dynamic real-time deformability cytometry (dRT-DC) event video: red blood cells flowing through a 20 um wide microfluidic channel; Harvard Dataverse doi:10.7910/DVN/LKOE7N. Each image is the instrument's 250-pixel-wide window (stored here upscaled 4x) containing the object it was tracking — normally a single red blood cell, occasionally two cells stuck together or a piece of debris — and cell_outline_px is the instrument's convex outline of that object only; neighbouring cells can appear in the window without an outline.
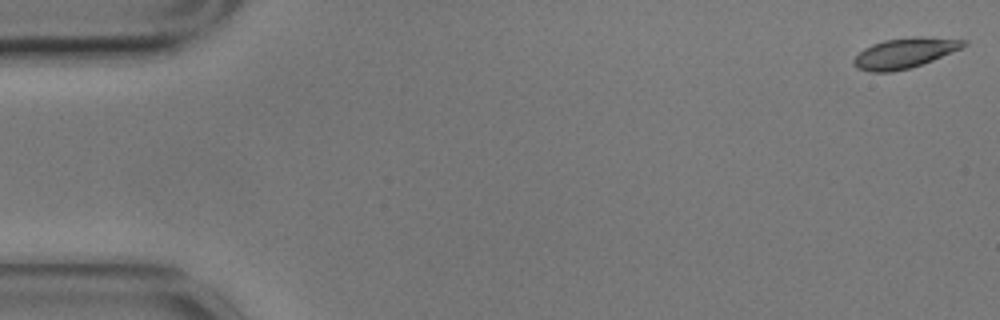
{"species": "common noctule bat (a hibernating species)", "species_latin": "Nyctalus noctula", "temperature_condition": "cold", "stored_images_in_passage": 57, "camera_frame_rate_fps": 3000, "um_per_image_px": 0.085, "animal": {"sex": "male", "body_mass_g": 17.9}, "frame": {"image": 1, "passage_image": 1, "time_ms": 0.0, "image_size_px": [1000, 320], "cell_outline_px": [[968, 44], [960, 48], [932, 60], [908, 68], [892, 72], [868, 72], [856, 68], [852, 64], [852, 60], [864, 48], [872, 44], [884, 40], [912, 36], [920, 36], [968, 40]], "centroid_in_image_um": [76.85, 4.5], "position_along_channel_um": 8.1, "area_um2": 19.31}}
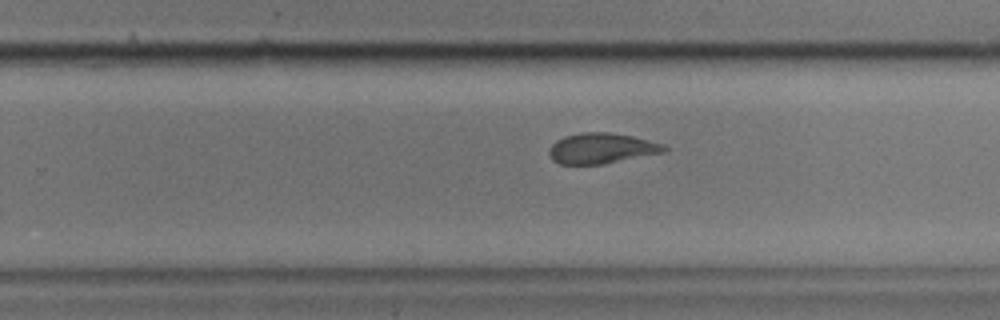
{"frame": {"image": 2, "passage_image": 36, "time_ms": 11.667, "image_size_px": [1000, 320], "cell_outline_px": [[668, 152], [604, 164], [560, 164], [552, 160], [548, 152], [548, 148], [556, 140], [564, 136], [580, 132], [608, 132], [632, 136], [664, 144], [668, 148]], "centroid_in_image_um": [51.14, 12.61], "position_along_channel_um": 278.7, "area_um2": 20.75}}
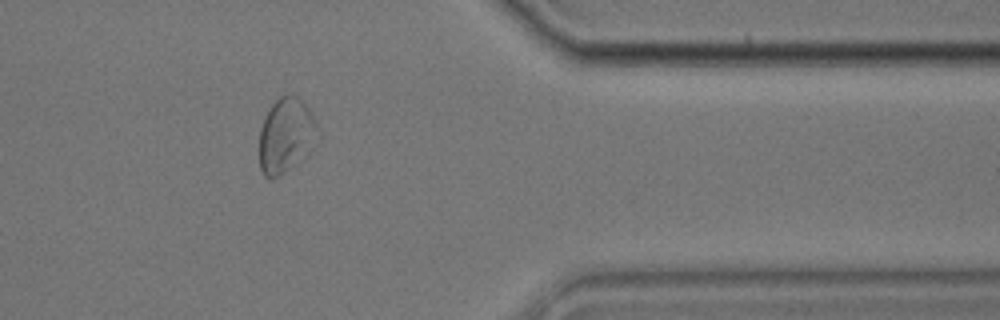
{"frame": {"image": 3, "passage_image": 47, "time_ms": 15.333, "image_size_px": [1000, 320], "cell_outline_px": [[316, 124], [292, 164], [284, 172], [272, 180], [264, 176], [260, 168], [260, 128], [272, 104], [280, 96], [288, 92], [292, 92], [300, 96], [312, 112], [316, 120]], "centroid_in_image_um": [24.16, 11.37], "position_along_channel_um": 387.2, "area_um2": 23.47}, "authors_computed_cell_mechanics": {"area_um2": 20.5768, "velocity_mm_per_s": 3.4612, "shape_relaxation_time_tau1_ms": 3.6148, "shape_relaxation_time_tau2_ms": 1.4329, "deformation_change_tau1": 0.125, "deformation_change_tau2": 0.0664}}